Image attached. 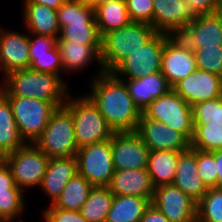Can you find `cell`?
<instances>
[{"label": "cell", "mask_w": 222, "mask_h": 222, "mask_svg": "<svg viewBox=\"0 0 222 222\" xmlns=\"http://www.w3.org/2000/svg\"><path fill=\"white\" fill-rule=\"evenodd\" d=\"M93 80V81H92ZM87 95L113 132L136 131L142 111L133 102L125 82L112 72H99Z\"/></svg>", "instance_id": "cell-1"}, {"label": "cell", "mask_w": 222, "mask_h": 222, "mask_svg": "<svg viewBox=\"0 0 222 222\" xmlns=\"http://www.w3.org/2000/svg\"><path fill=\"white\" fill-rule=\"evenodd\" d=\"M0 91L6 97L34 98L64 106L69 95L65 81L59 75L38 72L30 68L11 71L3 76Z\"/></svg>", "instance_id": "cell-2"}, {"label": "cell", "mask_w": 222, "mask_h": 222, "mask_svg": "<svg viewBox=\"0 0 222 222\" xmlns=\"http://www.w3.org/2000/svg\"><path fill=\"white\" fill-rule=\"evenodd\" d=\"M158 32L150 24L131 21L110 31L101 39L104 72H112L126 57L149 42Z\"/></svg>", "instance_id": "cell-3"}, {"label": "cell", "mask_w": 222, "mask_h": 222, "mask_svg": "<svg viewBox=\"0 0 222 222\" xmlns=\"http://www.w3.org/2000/svg\"><path fill=\"white\" fill-rule=\"evenodd\" d=\"M68 95L64 107L71 113L78 148L111 139L113 131L107 125L98 107L87 96L71 98Z\"/></svg>", "instance_id": "cell-4"}, {"label": "cell", "mask_w": 222, "mask_h": 222, "mask_svg": "<svg viewBox=\"0 0 222 222\" xmlns=\"http://www.w3.org/2000/svg\"><path fill=\"white\" fill-rule=\"evenodd\" d=\"M49 158L76 156L74 123L71 113L64 107L57 108L40 137L34 143Z\"/></svg>", "instance_id": "cell-5"}, {"label": "cell", "mask_w": 222, "mask_h": 222, "mask_svg": "<svg viewBox=\"0 0 222 222\" xmlns=\"http://www.w3.org/2000/svg\"><path fill=\"white\" fill-rule=\"evenodd\" d=\"M142 114L155 121L164 123L167 127L183 133L190 141L194 135L192 107L172 89L153 100Z\"/></svg>", "instance_id": "cell-6"}, {"label": "cell", "mask_w": 222, "mask_h": 222, "mask_svg": "<svg viewBox=\"0 0 222 222\" xmlns=\"http://www.w3.org/2000/svg\"><path fill=\"white\" fill-rule=\"evenodd\" d=\"M20 136L26 143H35L47 126L51 115L58 108L51 102L34 98L7 97Z\"/></svg>", "instance_id": "cell-7"}, {"label": "cell", "mask_w": 222, "mask_h": 222, "mask_svg": "<svg viewBox=\"0 0 222 222\" xmlns=\"http://www.w3.org/2000/svg\"><path fill=\"white\" fill-rule=\"evenodd\" d=\"M171 35L157 33L149 42L126 57L112 73L119 79H138L161 71L165 41Z\"/></svg>", "instance_id": "cell-8"}, {"label": "cell", "mask_w": 222, "mask_h": 222, "mask_svg": "<svg viewBox=\"0 0 222 222\" xmlns=\"http://www.w3.org/2000/svg\"><path fill=\"white\" fill-rule=\"evenodd\" d=\"M49 159L34 143H26L7 155V166L15 184L24 191L28 187L41 185Z\"/></svg>", "instance_id": "cell-9"}, {"label": "cell", "mask_w": 222, "mask_h": 222, "mask_svg": "<svg viewBox=\"0 0 222 222\" xmlns=\"http://www.w3.org/2000/svg\"><path fill=\"white\" fill-rule=\"evenodd\" d=\"M78 174L93 186H108L115 172L111 139L82 146L76 154Z\"/></svg>", "instance_id": "cell-10"}, {"label": "cell", "mask_w": 222, "mask_h": 222, "mask_svg": "<svg viewBox=\"0 0 222 222\" xmlns=\"http://www.w3.org/2000/svg\"><path fill=\"white\" fill-rule=\"evenodd\" d=\"M153 27L158 33L179 35L188 24L201 16L188 0H152Z\"/></svg>", "instance_id": "cell-11"}, {"label": "cell", "mask_w": 222, "mask_h": 222, "mask_svg": "<svg viewBox=\"0 0 222 222\" xmlns=\"http://www.w3.org/2000/svg\"><path fill=\"white\" fill-rule=\"evenodd\" d=\"M111 149L115 170L147 169L150 149L137 131L113 132Z\"/></svg>", "instance_id": "cell-12"}, {"label": "cell", "mask_w": 222, "mask_h": 222, "mask_svg": "<svg viewBox=\"0 0 222 222\" xmlns=\"http://www.w3.org/2000/svg\"><path fill=\"white\" fill-rule=\"evenodd\" d=\"M196 69L193 49L179 35L170 36L165 41L161 61V72L169 85L173 87Z\"/></svg>", "instance_id": "cell-13"}, {"label": "cell", "mask_w": 222, "mask_h": 222, "mask_svg": "<svg viewBox=\"0 0 222 222\" xmlns=\"http://www.w3.org/2000/svg\"><path fill=\"white\" fill-rule=\"evenodd\" d=\"M170 222H196L197 203L173 184L155 188L151 202Z\"/></svg>", "instance_id": "cell-14"}, {"label": "cell", "mask_w": 222, "mask_h": 222, "mask_svg": "<svg viewBox=\"0 0 222 222\" xmlns=\"http://www.w3.org/2000/svg\"><path fill=\"white\" fill-rule=\"evenodd\" d=\"M172 90L191 107L222 96V77L196 69L176 83Z\"/></svg>", "instance_id": "cell-15"}, {"label": "cell", "mask_w": 222, "mask_h": 222, "mask_svg": "<svg viewBox=\"0 0 222 222\" xmlns=\"http://www.w3.org/2000/svg\"><path fill=\"white\" fill-rule=\"evenodd\" d=\"M136 131L150 151L183 152L191 147V141L183 133L167 127L162 122L148 119L143 114Z\"/></svg>", "instance_id": "cell-16"}, {"label": "cell", "mask_w": 222, "mask_h": 222, "mask_svg": "<svg viewBox=\"0 0 222 222\" xmlns=\"http://www.w3.org/2000/svg\"><path fill=\"white\" fill-rule=\"evenodd\" d=\"M30 64L29 35L0 27V70L3 76L29 68Z\"/></svg>", "instance_id": "cell-17"}, {"label": "cell", "mask_w": 222, "mask_h": 222, "mask_svg": "<svg viewBox=\"0 0 222 222\" xmlns=\"http://www.w3.org/2000/svg\"><path fill=\"white\" fill-rule=\"evenodd\" d=\"M193 50L222 45V12L201 15L179 34Z\"/></svg>", "instance_id": "cell-18"}, {"label": "cell", "mask_w": 222, "mask_h": 222, "mask_svg": "<svg viewBox=\"0 0 222 222\" xmlns=\"http://www.w3.org/2000/svg\"><path fill=\"white\" fill-rule=\"evenodd\" d=\"M173 185L198 203L208 188L197 169V149L189 148L179 154Z\"/></svg>", "instance_id": "cell-19"}, {"label": "cell", "mask_w": 222, "mask_h": 222, "mask_svg": "<svg viewBox=\"0 0 222 222\" xmlns=\"http://www.w3.org/2000/svg\"><path fill=\"white\" fill-rule=\"evenodd\" d=\"M108 188L114 196L131 195L151 202L155 191L147 169L115 170Z\"/></svg>", "instance_id": "cell-20"}, {"label": "cell", "mask_w": 222, "mask_h": 222, "mask_svg": "<svg viewBox=\"0 0 222 222\" xmlns=\"http://www.w3.org/2000/svg\"><path fill=\"white\" fill-rule=\"evenodd\" d=\"M78 173L76 156L50 158L40 189L53 204L62 193L68 181Z\"/></svg>", "instance_id": "cell-21"}, {"label": "cell", "mask_w": 222, "mask_h": 222, "mask_svg": "<svg viewBox=\"0 0 222 222\" xmlns=\"http://www.w3.org/2000/svg\"><path fill=\"white\" fill-rule=\"evenodd\" d=\"M125 82L133 102L143 111L153 100L168 93L172 87L161 71L138 79H121Z\"/></svg>", "instance_id": "cell-22"}, {"label": "cell", "mask_w": 222, "mask_h": 222, "mask_svg": "<svg viewBox=\"0 0 222 222\" xmlns=\"http://www.w3.org/2000/svg\"><path fill=\"white\" fill-rule=\"evenodd\" d=\"M57 47L60 52L64 71L77 72L95 60L100 66L99 72H104L101 62V45H85L73 43L66 40H57Z\"/></svg>", "instance_id": "cell-23"}, {"label": "cell", "mask_w": 222, "mask_h": 222, "mask_svg": "<svg viewBox=\"0 0 222 222\" xmlns=\"http://www.w3.org/2000/svg\"><path fill=\"white\" fill-rule=\"evenodd\" d=\"M23 24L28 34L57 37L60 26L57 19V10L37 3H23Z\"/></svg>", "instance_id": "cell-24"}, {"label": "cell", "mask_w": 222, "mask_h": 222, "mask_svg": "<svg viewBox=\"0 0 222 222\" xmlns=\"http://www.w3.org/2000/svg\"><path fill=\"white\" fill-rule=\"evenodd\" d=\"M180 153L169 150L150 151L147 171L155 188L173 184Z\"/></svg>", "instance_id": "cell-25"}, {"label": "cell", "mask_w": 222, "mask_h": 222, "mask_svg": "<svg viewBox=\"0 0 222 222\" xmlns=\"http://www.w3.org/2000/svg\"><path fill=\"white\" fill-rule=\"evenodd\" d=\"M150 204L151 201L143 197L114 196L105 222H139Z\"/></svg>", "instance_id": "cell-26"}, {"label": "cell", "mask_w": 222, "mask_h": 222, "mask_svg": "<svg viewBox=\"0 0 222 222\" xmlns=\"http://www.w3.org/2000/svg\"><path fill=\"white\" fill-rule=\"evenodd\" d=\"M9 99L0 91V150L6 155L23 147Z\"/></svg>", "instance_id": "cell-27"}, {"label": "cell", "mask_w": 222, "mask_h": 222, "mask_svg": "<svg viewBox=\"0 0 222 222\" xmlns=\"http://www.w3.org/2000/svg\"><path fill=\"white\" fill-rule=\"evenodd\" d=\"M95 22L101 37L131 22L126 1L109 2L94 9Z\"/></svg>", "instance_id": "cell-28"}, {"label": "cell", "mask_w": 222, "mask_h": 222, "mask_svg": "<svg viewBox=\"0 0 222 222\" xmlns=\"http://www.w3.org/2000/svg\"><path fill=\"white\" fill-rule=\"evenodd\" d=\"M114 195L108 186H93L80 213L88 222H105Z\"/></svg>", "instance_id": "cell-29"}, {"label": "cell", "mask_w": 222, "mask_h": 222, "mask_svg": "<svg viewBox=\"0 0 222 222\" xmlns=\"http://www.w3.org/2000/svg\"><path fill=\"white\" fill-rule=\"evenodd\" d=\"M93 185L78 173L65 185L62 193L52 204L65 210L80 211L87 201L88 194Z\"/></svg>", "instance_id": "cell-30"}, {"label": "cell", "mask_w": 222, "mask_h": 222, "mask_svg": "<svg viewBox=\"0 0 222 222\" xmlns=\"http://www.w3.org/2000/svg\"><path fill=\"white\" fill-rule=\"evenodd\" d=\"M101 39L96 22L69 23V25L60 28V33L57 37V40H66L85 45H101Z\"/></svg>", "instance_id": "cell-31"}, {"label": "cell", "mask_w": 222, "mask_h": 222, "mask_svg": "<svg viewBox=\"0 0 222 222\" xmlns=\"http://www.w3.org/2000/svg\"><path fill=\"white\" fill-rule=\"evenodd\" d=\"M58 24L61 27L76 22H95L94 9L86 0H66L57 9Z\"/></svg>", "instance_id": "cell-32"}, {"label": "cell", "mask_w": 222, "mask_h": 222, "mask_svg": "<svg viewBox=\"0 0 222 222\" xmlns=\"http://www.w3.org/2000/svg\"><path fill=\"white\" fill-rule=\"evenodd\" d=\"M196 222H222V188H210L197 203Z\"/></svg>", "instance_id": "cell-33"}, {"label": "cell", "mask_w": 222, "mask_h": 222, "mask_svg": "<svg viewBox=\"0 0 222 222\" xmlns=\"http://www.w3.org/2000/svg\"><path fill=\"white\" fill-rule=\"evenodd\" d=\"M191 148L204 152L221 150L222 127L208 126V124H194Z\"/></svg>", "instance_id": "cell-34"}, {"label": "cell", "mask_w": 222, "mask_h": 222, "mask_svg": "<svg viewBox=\"0 0 222 222\" xmlns=\"http://www.w3.org/2000/svg\"><path fill=\"white\" fill-rule=\"evenodd\" d=\"M24 197L22 189H7V191H1L0 219L4 222H14L18 216H22L26 204ZM19 222L23 221L19 220Z\"/></svg>", "instance_id": "cell-35"}, {"label": "cell", "mask_w": 222, "mask_h": 222, "mask_svg": "<svg viewBox=\"0 0 222 222\" xmlns=\"http://www.w3.org/2000/svg\"><path fill=\"white\" fill-rule=\"evenodd\" d=\"M194 124L222 127V96L192 106Z\"/></svg>", "instance_id": "cell-36"}, {"label": "cell", "mask_w": 222, "mask_h": 222, "mask_svg": "<svg viewBox=\"0 0 222 222\" xmlns=\"http://www.w3.org/2000/svg\"><path fill=\"white\" fill-rule=\"evenodd\" d=\"M31 64L30 69L49 73L61 75L63 69L61 56L57 44H55L49 51L41 53H30Z\"/></svg>", "instance_id": "cell-37"}, {"label": "cell", "mask_w": 222, "mask_h": 222, "mask_svg": "<svg viewBox=\"0 0 222 222\" xmlns=\"http://www.w3.org/2000/svg\"><path fill=\"white\" fill-rule=\"evenodd\" d=\"M193 51L197 69L222 77V45L218 47H197Z\"/></svg>", "instance_id": "cell-38"}, {"label": "cell", "mask_w": 222, "mask_h": 222, "mask_svg": "<svg viewBox=\"0 0 222 222\" xmlns=\"http://www.w3.org/2000/svg\"><path fill=\"white\" fill-rule=\"evenodd\" d=\"M197 169L208 189L217 187L216 158L213 152L197 150Z\"/></svg>", "instance_id": "cell-39"}, {"label": "cell", "mask_w": 222, "mask_h": 222, "mask_svg": "<svg viewBox=\"0 0 222 222\" xmlns=\"http://www.w3.org/2000/svg\"><path fill=\"white\" fill-rule=\"evenodd\" d=\"M126 5L131 21L147 23L153 27L152 0H126Z\"/></svg>", "instance_id": "cell-40"}, {"label": "cell", "mask_w": 222, "mask_h": 222, "mask_svg": "<svg viewBox=\"0 0 222 222\" xmlns=\"http://www.w3.org/2000/svg\"><path fill=\"white\" fill-rule=\"evenodd\" d=\"M42 216L45 219L44 222H88L80 211L65 210L52 204L46 207Z\"/></svg>", "instance_id": "cell-41"}, {"label": "cell", "mask_w": 222, "mask_h": 222, "mask_svg": "<svg viewBox=\"0 0 222 222\" xmlns=\"http://www.w3.org/2000/svg\"><path fill=\"white\" fill-rule=\"evenodd\" d=\"M57 39L51 36L44 35H29V52L30 53H41L49 51L55 44Z\"/></svg>", "instance_id": "cell-42"}, {"label": "cell", "mask_w": 222, "mask_h": 222, "mask_svg": "<svg viewBox=\"0 0 222 222\" xmlns=\"http://www.w3.org/2000/svg\"><path fill=\"white\" fill-rule=\"evenodd\" d=\"M188 4L193 5L201 15L214 13L220 9V0H188Z\"/></svg>", "instance_id": "cell-43"}, {"label": "cell", "mask_w": 222, "mask_h": 222, "mask_svg": "<svg viewBox=\"0 0 222 222\" xmlns=\"http://www.w3.org/2000/svg\"><path fill=\"white\" fill-rule=\"evenodd\" d=\"M139 222H170L169 219L152 203L147 207Z\"/></svg>", "instance_id": "cell-44"}, {"label": "cell", "mask_w": 222, "mask_h": 222, "mask_svg": "<svg viewBox=\"0 0 222 222\" xmlns=\"http://www.w3.org/2000/svg\"><path fill=\"white\" fill-rule=\"evenodd\" d=\"M7 189H21L15 184L10 168L6 165L0 169V192Z\"/></svg>", "instance_id": "cell-45"}, {"label": "cell", "mask_w": 222, "mask_h": 222, "mask_svg": "<svg viewBox=\"0 0 222 222\" xmlns=\"http://www.w3.org/2000/svg\"><path fill=\"white\" fill-rule=\"evenodd\" d=\"M216 158L217 187L222 188V149L213 151Z\"/></svg>", "instance_id": "cell-46"}, {"label": "cell", "mask_w": 222, "mask_h": 222, "mask_svg": "<svg viewBox=\"0 0 222 222\" xmlns=\"http://www.w3.org/2000/svg\"><path fill=\"white\" fill-rule=\"evenodd\" d=\"M66 0H24V3H37L57 10Z\"/></svg>", "instance_id": "cell-47"}, {"label": "cell", "mask_w": 222, "mask_h": 222, "mask_svg": "<svg viewBox=\"0 0 222 222\" xmlns=\"http://www.w3.org/2000/svg\"><path fill=\"white\" fill-rule=\"evenodd\" d=\"M93 9L100 5L107 4L109 2H115V1H126V0H86Z\"/></svg>", "instance_id": "cell-48"}, {"label": "cell", "mask_w": 222, "mask_h": 222, "mask_svg": "<svg viewBox=\"0 0 222 222\" xmlns=\"http://www.w3.org/2000/svg\"><path fill=\"white\" fill-rule=\"evenodd\" d=\"M7 165V155L0 150V169Z\"/></svg>", "instance_id": "cell-49"}, {"label": "cell", "mask_w": 222, "mask_h": 222, "mask_svg": "<svg viewBox=\"0 0 222 222\" xmlns=\"http://www.w3.org/2000/svg\"><path fill=\"white\" fill-rule=\"evenodd\" d=\"M219 11L222 12V0H220V9H219Z\"/></svg>", "instance_id": "cell-50"}]
</instances>
